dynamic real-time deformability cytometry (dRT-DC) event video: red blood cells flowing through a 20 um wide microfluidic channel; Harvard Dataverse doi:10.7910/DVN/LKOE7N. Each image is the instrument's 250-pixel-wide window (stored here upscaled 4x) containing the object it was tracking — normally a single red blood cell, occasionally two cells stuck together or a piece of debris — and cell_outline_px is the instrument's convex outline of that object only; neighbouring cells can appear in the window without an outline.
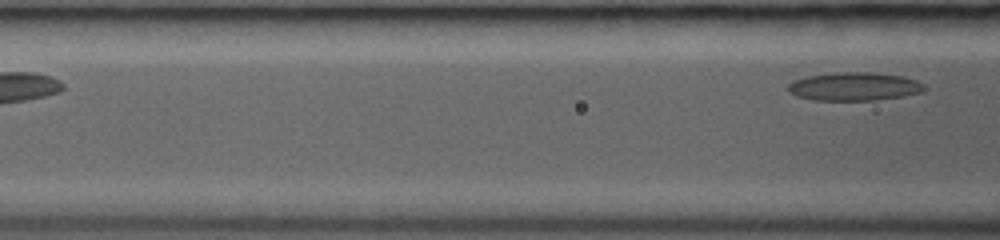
{"species": "common noctule bat (a hibernating species)", "species_latin": "Nyctalus noctula", "temperature_condition": "room temperature", "stored_images_in_passage": 5, "segment_of_instrument_passage": [2, 2], "camera_frame_rate_fps": 3000, "um_per_image_px": 0.085, "animal": {"sex": "female", "body_mass_g": 19.0, "forearm_length_mm": 53.3}, "frame": {"image": 1, "passage_image": 5, "time_ms": 3.0, "image_size_px": [1000, 240], "cell_outline_px": [[928, 88], [924, 92], [904, 96], [876, 100], [812, 100], [796, 96], [788, 92], [788, 84], [792, 80], [808, 76], [840, 72], [872, 72], [904, 76], [916, 80], [924, 84]], "centroid_in_image_um": [72.64, 7.35], "position_along_channel_um": 94.0, "area_um2": 22.77}}